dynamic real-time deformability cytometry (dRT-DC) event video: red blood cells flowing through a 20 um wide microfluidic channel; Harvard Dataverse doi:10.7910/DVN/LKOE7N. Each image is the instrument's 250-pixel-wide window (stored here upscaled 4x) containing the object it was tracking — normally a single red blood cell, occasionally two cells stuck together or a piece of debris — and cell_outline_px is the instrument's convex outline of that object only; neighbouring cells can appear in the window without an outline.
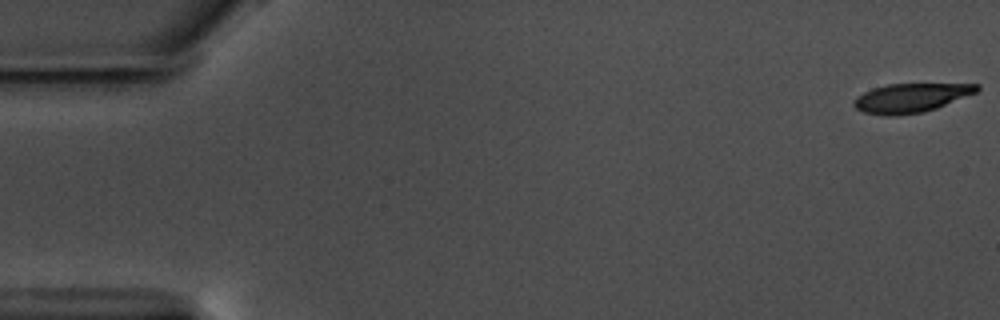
{"species": "common noctule bat (a hibernating species)", "species_latin": "Nyctalus noctula", "temperature_condition": "warm", "stored_images_in_passage": 58, "camera_frame_rate_fps": 3000, "um_per_image_px": 0.085, "animal": {"sex": "male", "body_mass_g": 17.5, "forearm_length_mm": 52.3}, "frame": {"image": 1, "passage_image": 1, "time_ms": 0.0, "image_size_px": [1000, 320], "cell_outline_px": [[980, 88], [976, 92], [936, 108], [924, 112], [896, 116], [884, 116], [864, 112], [856, 108], [852, 104], [852, 100], [856, 96], [872, 88], [888, 84], [980, 84]], "centroid_in_image_um": [77.37, 8.32], "position_along_channel_um": 7.6, "area_um2": 20.81}}
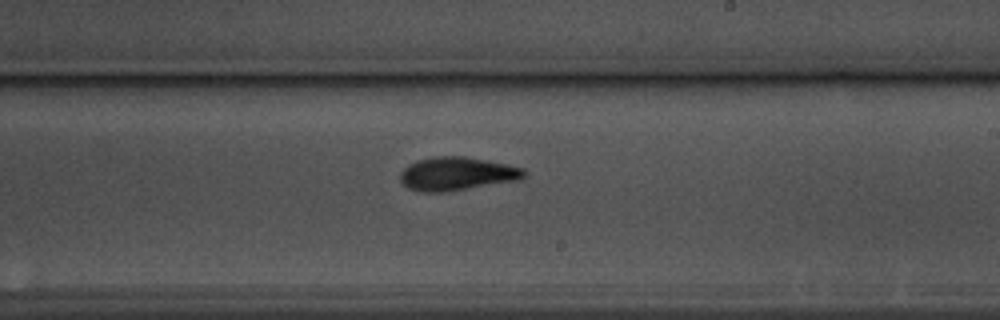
{"frame": {"image": 2, "passage_image": 34, "time_ms": 11.0, "image_size_px": [1000, 320], "cell_outline_px": [[528, 176], [520, 180], [444, 192], [424, 192], [408, 188], [400, 180], [400, 172], [408, 164], [416, 160], [436, 156], [464, 156], [508, 164], [524, 168], [528, 172]], "centroid_in_image_um": [38.88, 14.76], "position_along_channel_um": 250.1, "area_um2": 24.33}}
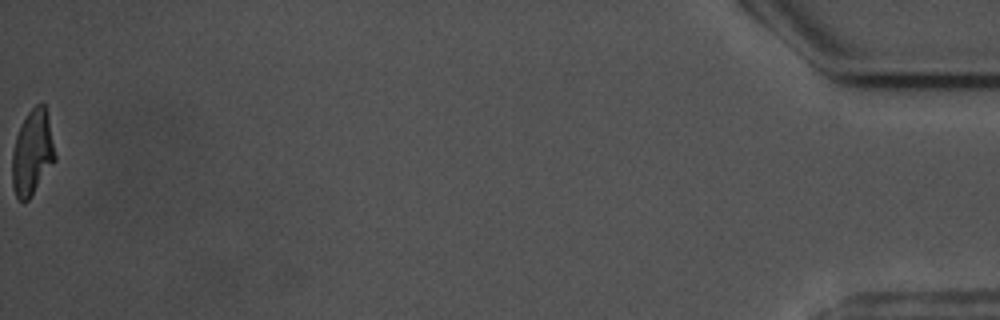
{"frame": {"image": 3, "passage_image": 58, "time_ms": 19.0, "image_size_px": [1000, 320], "cell_outline_px": [[56, 160], [28, 200], [24, 204], [16, 196], [12, 184], [12, 152], [16, 136], [28, 112], [36, 104], [44, 104], [48, 116], [56, 156]], "centroid_in_image_um": [2.75, 13.0], "position_along_channel_um": 432.5, "area_um2": 21.1}, "authors_computed_cell_mechanics": {"area_um2": 22.8599, "velocity_mm_per_s": 3.5632, "shape_relaxation_time_tau1_ms": 3.7772, "shape_relaxation_time_tau2_ms": 3.7994, "deformation_change_tau1": 0.1861, "deformation_change_tau2": 0.1166}}